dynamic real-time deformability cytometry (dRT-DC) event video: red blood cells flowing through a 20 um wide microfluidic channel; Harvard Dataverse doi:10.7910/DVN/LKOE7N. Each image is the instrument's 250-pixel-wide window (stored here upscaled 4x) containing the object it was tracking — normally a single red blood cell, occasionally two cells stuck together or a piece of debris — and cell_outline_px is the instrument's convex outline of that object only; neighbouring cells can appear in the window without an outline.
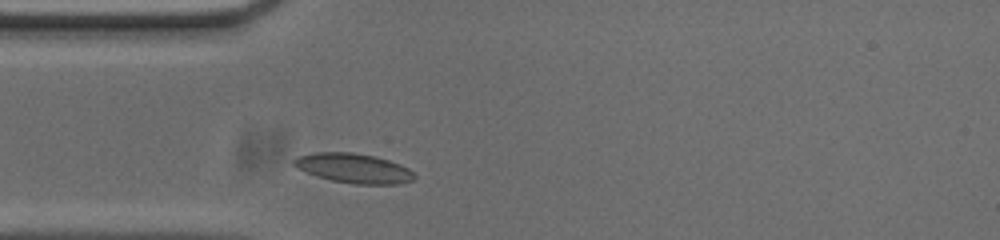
{"species": "common noctule bat (a hibernating species)", "species_latin": "Nyctalus noctula", "temperature_condition": "cold", "stored_images_in_passage": 29, "camera_frame_rate_fps": 3000, "um_per_image_px": 0.085, "animal": {"sex": "male", "body_mass_g": 20.0, "forearm_length_mm": 53.3}, "frame": {"image": 1, "passage_image": 1, "time_ms": 0.0, "image_size_px": [1000, 240], "cell_outline_px": [[416, 176], [412, 180], [400, 184], [356, 184], [332, 180], [316, 176], [296, 168], [292, 164], [292, 160], [300, 156], [316, 152], [352, 152], [376, 156], [400, 164], [408, 168]], "centroid_in_image_um": [30.06, 14.3], "position_along_channel_um": 54.9, "area_um2": 20.75}}
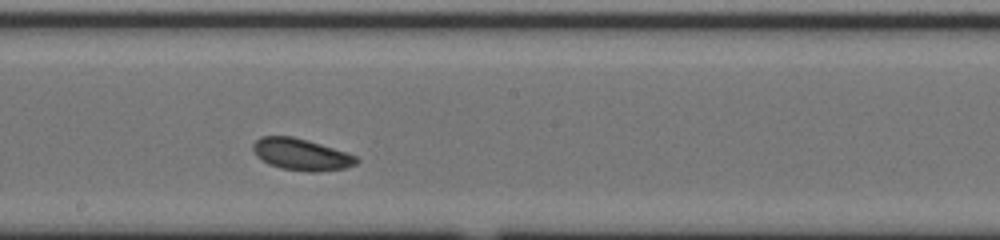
{"frame": {"image": 2, "passage_image": 15, "time_ms": 4.667, "image_size_px": [1000, 240], "cell_outline_px": [[360, 160], [356, 164], [348, 168], [316, 172], [308, 172], [280, 168], [268, 164], [256, 156], [252, 148], [252, 144], [260, 136], [292, 136], [320, 144], [356, 156]], "centroid_in_image_um": [25.58, 13.14], "position_along_channel_um": 222.6, "area_um2": 19.13}}
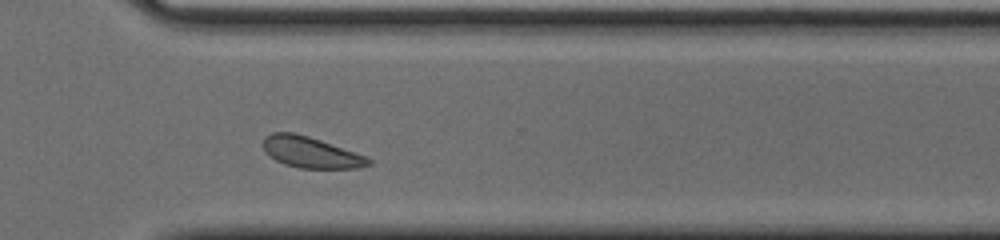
{"frame": {"image": 3, "passage_image": 25, "time_ms": 8.0, "image_size_px": [1000, 240], "cell_outline_px": [[372, 164], [356, 168], [300, 168], [284, 164], [268, 156], [264, 152], [264, 136], [272, 132], [292, 132], [308, 136], [320, 140], [364, 156], [372, 160]], "centroid_in_image_um": [26.36, 12.95], "position_along_channel_um": 344.2, "area_um2": 18.84}, "authors_computed_cell_mechanics": {"area_um2": 19.1318, "velocity_mm_per_s": 3.6347, "shape_relaxation_time_tau1_ms": 0.9879, "shape_relaxation_time_tau2_ms": null, "deformation_change_tau1": 0.0547, "deformation_change_tau2": null}}